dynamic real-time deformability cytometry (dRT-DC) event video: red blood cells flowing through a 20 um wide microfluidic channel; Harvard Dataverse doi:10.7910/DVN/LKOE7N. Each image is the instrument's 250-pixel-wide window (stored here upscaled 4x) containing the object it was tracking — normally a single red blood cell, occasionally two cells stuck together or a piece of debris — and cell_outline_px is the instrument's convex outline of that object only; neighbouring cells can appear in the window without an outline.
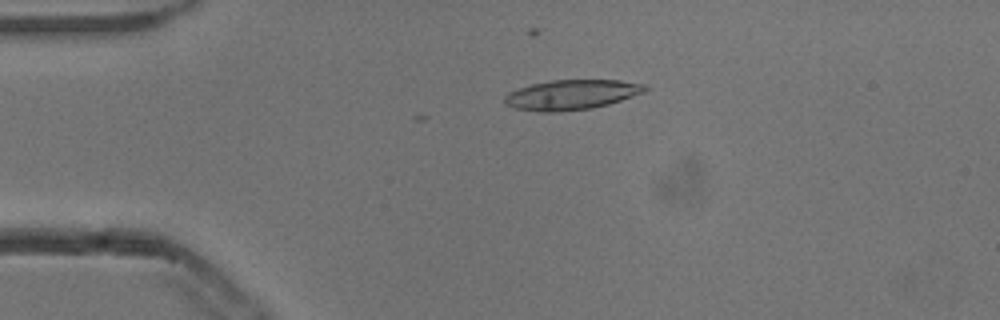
{"species": "common noctule bat (a hibernating species)", "species_latin": "Nyctalus noctula", "temperature_condition": "cold", "stored_images_in_passage": 10, "camera_frame_rate_fps": 3000, "um_per_image_px": 0.085, "animal": {"sex": "male", "body_mass_g": 13.3}, "frame": {"image": 1, "passage_image": 5, "time_ms": 1.333, "image_size_px": [1000, 320], "cell_outline_px": [[648, 88], [644, 92], [608, 104], [592, 108], [556, 112], [540, 112], [512, 108], [504, 104], [504, 96], [508, 92], [532, 84], [552, 80], [620, 80], [648, 84]], "centroid_in_image_um": [48.56, 8.05], "position_along_channel_um": 36.4, "area_um2": 24.57}}